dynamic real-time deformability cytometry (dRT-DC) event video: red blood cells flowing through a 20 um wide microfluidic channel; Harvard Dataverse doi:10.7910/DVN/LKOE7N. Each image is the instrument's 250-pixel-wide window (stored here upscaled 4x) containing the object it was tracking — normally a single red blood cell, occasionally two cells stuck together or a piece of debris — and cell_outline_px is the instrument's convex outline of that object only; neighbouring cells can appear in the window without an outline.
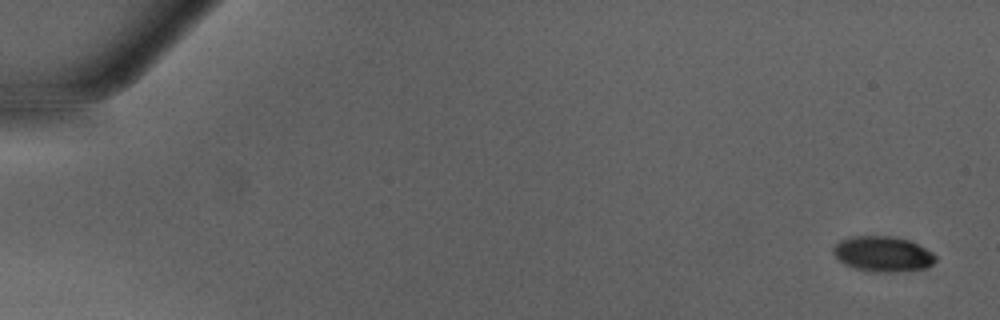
{"species": "Egyptian fruit bat (a non-hibernating species)", "species_latin": "Rousettus aegyptiacus", "temperature_condition": "warm", "stored_images_in_passage": 48, "camera_frame_rate_fps": 3000, "um_per_image_px": 0.085, "animal": {"sex": "male"}, "frame": {"image": 1, "passage_image": 1, "time_ms": 0.0, "image_size_px": [1000, 320], "cell_outline_px": [[936, 260], [928, 268], [888, 272], [880, 272], [856, 268], [844, 264], [832, 252], [832, 248], [840, 240], [852, 236], [896, 236], [908, 240], [932, 252], [936, 256]], "centroid_in_image_um": [75.04, 21.57], "position_along_channel_um": 10.0, "area_um2": 20.87}}
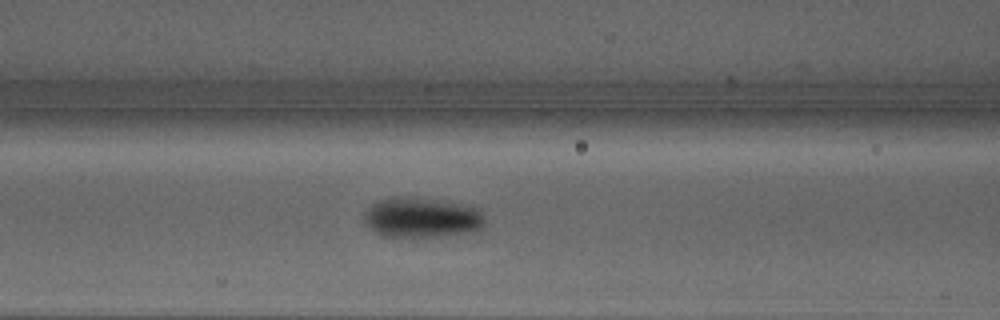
{"frame": {"image": 2, "passage_image": 21, "time_ms": 6.667, "image_size_px": [1000, 320], "cell_outline_px": [[484, 224], [480, 228], [468, 232], [428, 236], [384, 236], [376, 232], [364, 220], [364, 212], [372, 204], [380, 200], [392, 196], [416, 196], [476, 208], [484, 216]], "centroid_in_image_um": [35.79, 18.46], "position_along_channel_um": 130.8, "area_um2": 27.57}}
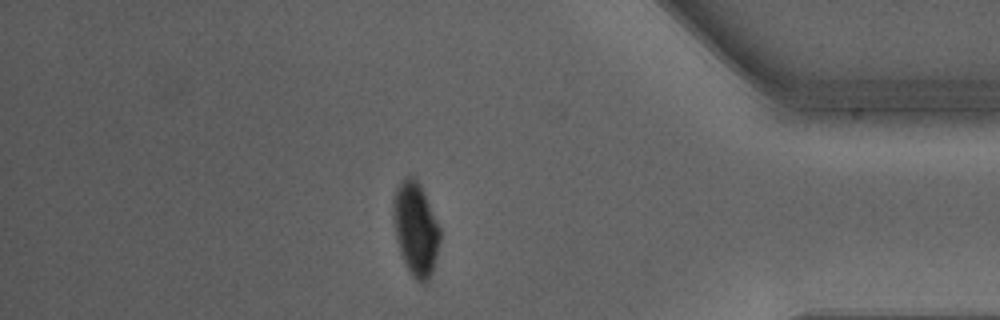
{"frame": {"image": 3, "passage_image": 42, "time_ms": 13.667, "image_size_px": [1000, 320], "cell_outline_px": [[440, 240], [432, 272], [428, 280], [424, 284], [420, 284], [412, 276], [404, 260], [396, 236], [392, 212], [392, 204], [396, 188], [400, 180], [404, 176], [412, 176], [416, 180], [440, 228]], "centroid_in_image_um": [35.31, 19.47], "position_along_channel_um": 399.9, "area_um2": 24.8}, "authors_computed_cell_mechanics": {"area_um2": 24.7962, "velocity_mm_per_s": 4.2876, "shape_relaxation_time_tau1_ms": 3.0108, "shape_relaxation_time_tau2_ms": null, "deformation_change_tau1": 0.1661, "deformation_change_tau2": null}}